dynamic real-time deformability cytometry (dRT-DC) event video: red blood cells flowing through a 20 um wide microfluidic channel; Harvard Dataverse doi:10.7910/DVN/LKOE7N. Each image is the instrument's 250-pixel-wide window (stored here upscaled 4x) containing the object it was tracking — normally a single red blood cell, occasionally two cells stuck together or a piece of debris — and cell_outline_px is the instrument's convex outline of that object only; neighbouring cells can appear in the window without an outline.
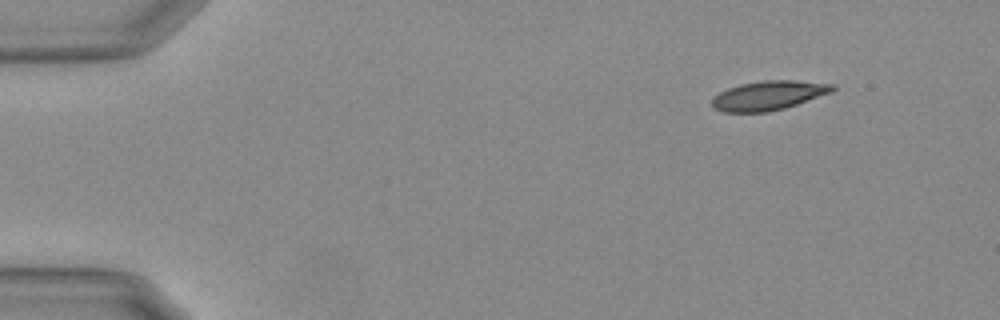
{"species": "Egyptian fruit bat (a non-hibernating species)", "species_latin": "Rousettus aegyptiacus", "temperature_condition": "warm", "stored_images_in_passage": 13, "camera_frame_rate_fps": 3000, "um_per_image_px": 0.085, "animal": {"sex": "female"}, "frame": {"image": 1, "passage_image": 1, "time_ms": 0.0, "image_size_px": [1000, 320], "cell_outline_px": [[836, 88], [832, 92], [784, 108], [768, 112], [724, 112], [712, 108], [712, 100], [720, 92], [728, 88], [740, 84], [764, 80], [792, 80], [832, 84]], "centroid_in_image_um": [65.31, 8.11], "position_along_channel_um": 19.7, "area_um2": 20.35}}